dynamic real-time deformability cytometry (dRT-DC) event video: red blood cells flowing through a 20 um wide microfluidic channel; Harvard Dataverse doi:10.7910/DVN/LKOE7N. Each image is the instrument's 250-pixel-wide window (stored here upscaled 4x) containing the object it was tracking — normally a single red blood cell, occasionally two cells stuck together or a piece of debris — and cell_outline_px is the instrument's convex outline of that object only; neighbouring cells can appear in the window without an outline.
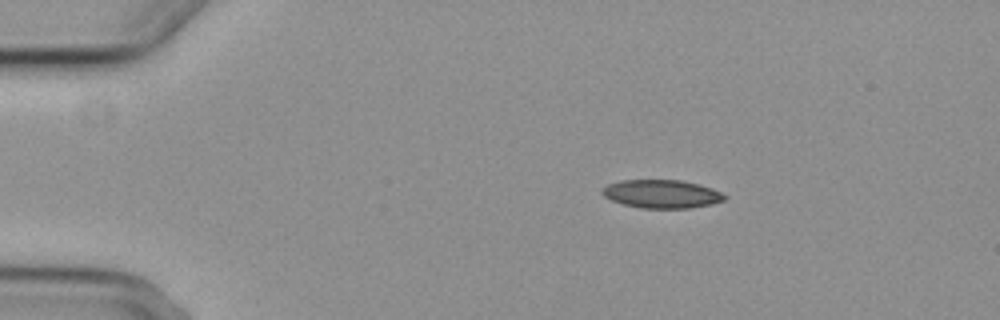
{"species": "common noctule bat (a hibernating species)", "species_latin": "Nyctalus noctula", "temperature_condition": "cold", "stored_images_in_passage": 6, "camera_frame_rate_fps": 3000, "um_per_image_px": 0.085, "animal": {"sex": "female", "body_mass_g": 29.2, "forearm_length_mm": 56.3}, "frame": {"image": 1, "passage_image": 3, "time_ms": 2.0, "image_size_px": [1000, 320], "cell_outline_px": [[728, 196], [724, 200], [712, 204], [688, 208], [640, 208], [624, 204], [612, 200], [604, 196], [600, 192], [608, 184], [620, 180], [680, 180], [712, 188]], "centroid_in_image_um": [56.24, 16.48], "position_along_channel_um": 28.8, "area_um2": 20.06}}
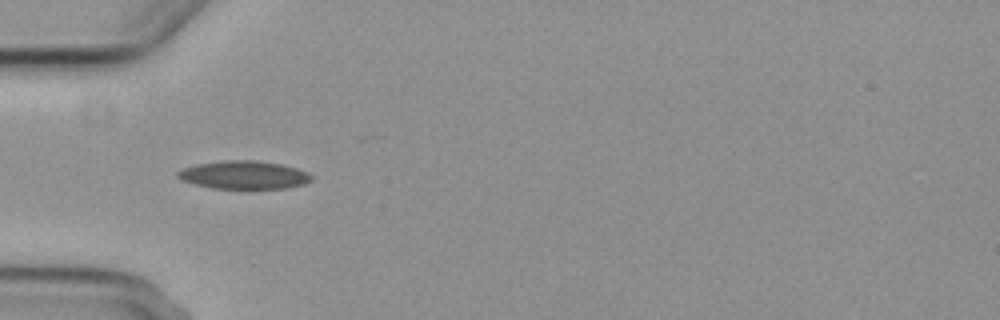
{"frame": {"image": 2, "passage_image": 5, "time_ms": 4.667, "image_size_px": [1000, 320], "cell_outline_px": [[312, 180], [304, 184], [288, 188], [212, 188], [180, 180], [176, 176], [176, 172], [184, 168], [200, 164], [224, 160], [256, 160], [280, 164], [296, 168], [308, 172], [312, 176]], "centroid_in_image_um": [20.75, 14.87], "position_along_channel_um": 64.3, "area_um2": 21.79}}
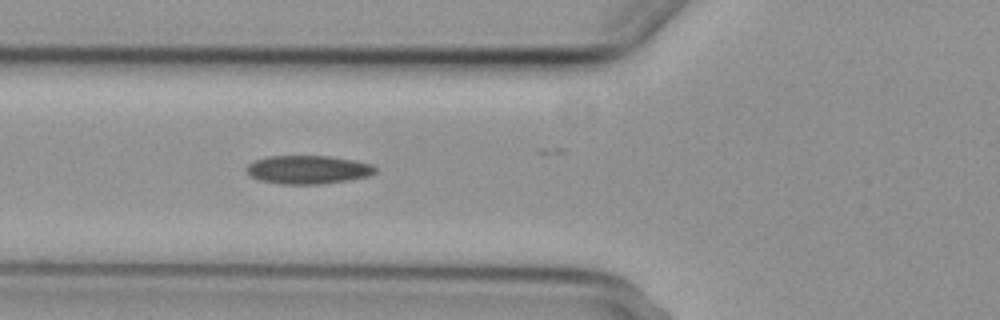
{"frame": {"image": 3, "passage_image": 6, "time_ms": 5.667, "image_size_px": [1000, 320], "cell_outline_px": [[376, 172], [368, 176], [348, 180], [324, 184], [280, 184], [260, 180], [248, 176], [244, 168], [252, 160], [268, 156], [328, 156], [352, 160], [372, 164], [376, 168]], "centroid_in_image_um": [26.11, 14.42], "position_along_channel_um": 99.7, "area_um2": 21.56}}